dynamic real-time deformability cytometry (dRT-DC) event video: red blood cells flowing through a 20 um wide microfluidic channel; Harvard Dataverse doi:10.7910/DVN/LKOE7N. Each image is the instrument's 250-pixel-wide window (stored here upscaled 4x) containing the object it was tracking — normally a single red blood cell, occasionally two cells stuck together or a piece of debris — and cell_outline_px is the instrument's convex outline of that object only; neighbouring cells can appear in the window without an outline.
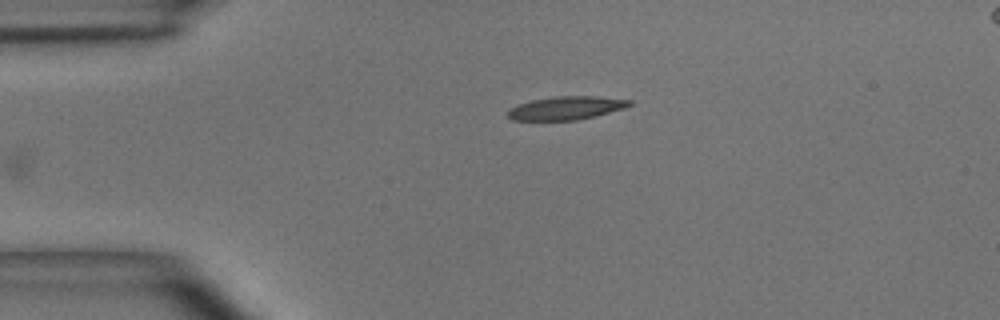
{"species": "common noctule bat (a hibernating species)", "species_latin": "Nyctalus noctula", "temperature_condition": "room temperature", "stored_images_in_passage": 4, "camera_frame_rate_fps": 3000, "um_per_image_px": 0.085, "animal": {"sex": "male", "body_mass_g": 15.6}, "frame": {"image": 1, "passage_image": 4, "time_ms": 1.0, "image_size_px": [1000, 320], "cell_outline_px": [[632, 104], [624, 108], [576, 120], [512, 120], [508, 116], [508, 108], [516, 104], [532, 100], [556, 96], [596, 96], [632, 100]], "centroid_in_image_um": [48.08, 9.17], "position_along_channel_um": 36.9, "area_um2": 16.42}}